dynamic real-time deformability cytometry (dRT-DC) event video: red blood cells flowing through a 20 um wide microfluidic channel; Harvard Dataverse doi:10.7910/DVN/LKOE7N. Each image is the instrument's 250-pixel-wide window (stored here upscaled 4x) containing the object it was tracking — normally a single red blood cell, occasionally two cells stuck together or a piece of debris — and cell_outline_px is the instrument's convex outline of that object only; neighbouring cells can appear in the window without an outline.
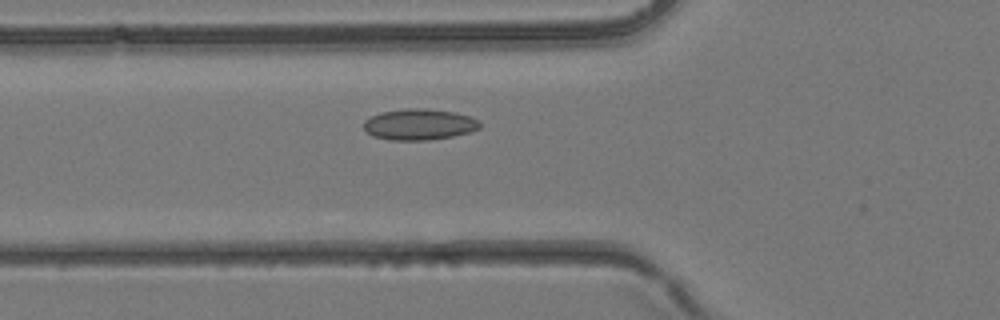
{"species": "common noctule bat (a hibernating species)", "species_latin": "Nyctalus noctula", "temperature_condition": "room temperature", "stored_images_in_passage": 36, "camera_frame_rate_fps": 3000, "um_per_image_px": 0.085, "animal": {"sex": "female", "body_mass_g": 24.6, "forearm_length_mm": 56.2}, "frame": {"image": 1, "passage_image": 11, "time_ms": 3.333, "image_size_px": [1000, 320], "cell_outline_px": [[480, 128], [472, 132], [452, 136], [428, 140], [388, 140], [372, 136], [364, 132], [364, 120], [380, 112], [408, 108], [424, 108], [456, 112], [480, 120]], "centroid_in_image_um": [35.62, 10.58], "position_along_channel_um": 90.2, "area_um2": 21.27}}
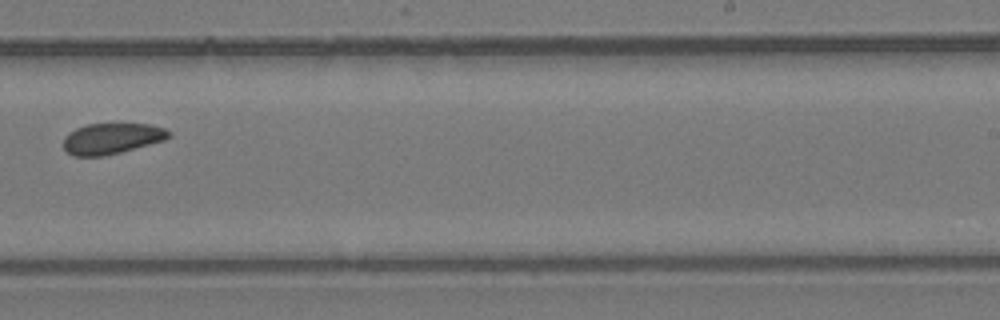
{"frame": {"image": 2, "passage_image": 22, "time_ms": 7.0, "image_size_px": [1000, 320], "cell_outline_px": [[172, 136], [164, 140], [120, 152], [104, 156], [72, 156], [64, 148], [64, 136], [68, 132], [76, 128], [88, 124], [148, 124], [164, 128], [172, 132]], "centroid_in_image_um": [9.5, 11.77], "position_along_channel_um": 279.5, "area_um2": 18.9}}
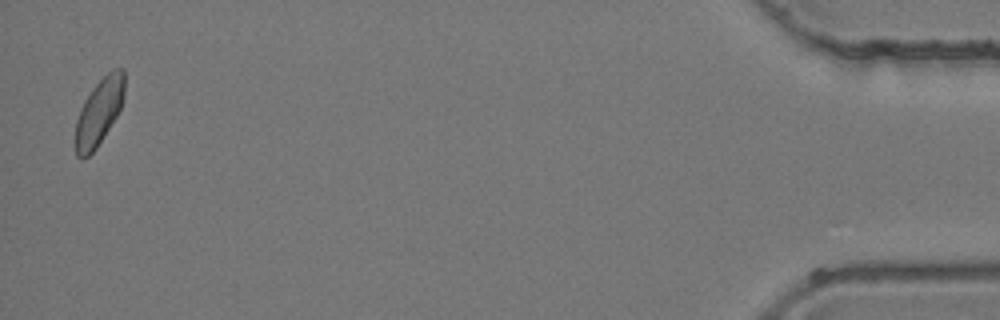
{"frame": {"image": 3, "passage_image": 36, "time_ms": 11.667, "image_size_px": [1000, 320], "cell_outline_px": [[124, 96], [120, 108], [116, 116], [104, 136], [96, 148], [84, 160], [80, 160], [76, 156], [76, 120], [80, 108], [84, 100], [96, 84], [112, 68], [124, 68]], "centroid_in_image_um": [8.41, 9.52], "position_along_channel_um": 426.8, "area_um2": 18.9}}